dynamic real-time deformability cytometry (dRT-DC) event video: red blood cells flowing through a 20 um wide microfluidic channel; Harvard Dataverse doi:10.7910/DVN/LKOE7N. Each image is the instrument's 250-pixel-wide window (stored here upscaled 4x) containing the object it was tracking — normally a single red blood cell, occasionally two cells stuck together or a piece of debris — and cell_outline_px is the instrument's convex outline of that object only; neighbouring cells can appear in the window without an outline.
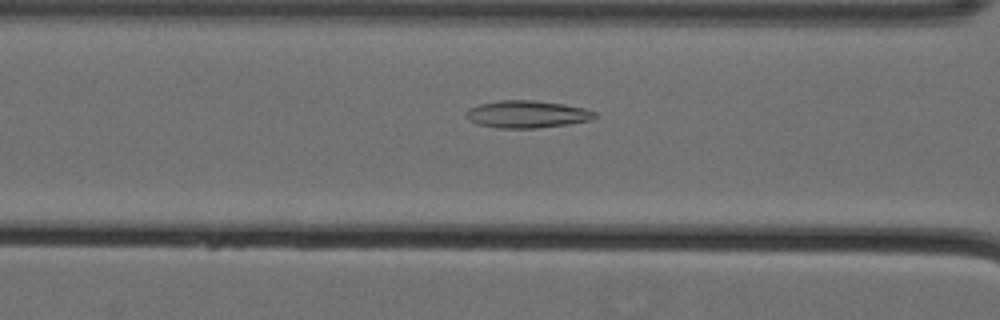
{"species": "Egyptian fruit bat (a non-hibernating species)", "species_latin": "Rousettus aegyptiacus", "temperature_condition": "cold", "stored_images_in_passage": 60, "camera_frame_rate_fps": 3000, "um_per_image_px": 0.085, "animal": {"sex": "female"}, "frame": {"image": 1, "passage_image": 28, "time_ms": 9.0, "image_size_px": [1000, 320], "cell_outline_px": [[596, 116], [588, 120], [568, 124], [536, 128], [496, 128], [480, 124], [468, 120], [464, 112], [468, 108], [480, 104], [500, 100], [532, 100], [564, 104], [584, 108], [596, 112]], "centroid_in_image_um": [44.75, 9.7], "position_along_channel_um": 121.8, "area_um2": 20.4}}
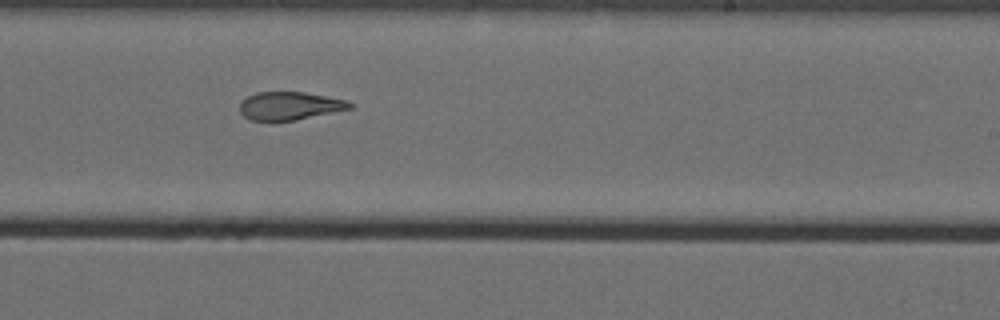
{"frame": {"image": 2, "passage_image": 40, "time_ms": 13.0, "image_size_px": [1000, 320], "cell_outline_px": [[352, 108], [296, 120], [248, 120], [240, 112], [240, 104], [248, 96], [256, 92], [304, 92], [348, 100], [352, 104]], "centroid_in_image_um": [24.63, 8.99], "position_along_channel_um": 264.4, "area_um2": 17.86}}
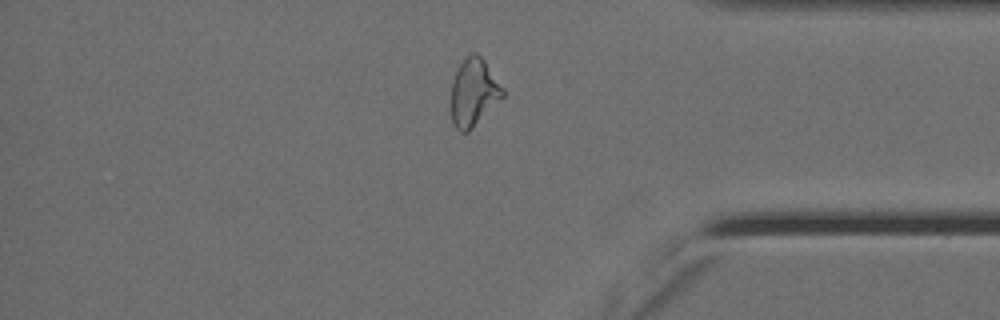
{"frame": {"image": 3, "passage_image": 52, "time_ms": 17.0, "image_size_px": [1000, 320], "cell_outline_px": [[504, 96], [468, 132], [460, 132], [452, 124], [452, 80], [460, 64], [472, 52], [476, 52], [484, 60], [504, 88]], "centroid_in_image_um": [40.27, 7.86], "position_along_channel_um": 394.9, "area_um2": 20.06}, "authors_computed_cell_mechanics": {"area_um2": 20.8947, "velocity_mm_per_s": 3.5779, "shape_relaxation_time_tau1_ms": 9.9827, "shape_relaxation_time_tau2_ms": 2.5814, "deformation_change_tau1": 0.2444, "deformation_change_tau2": 0.09}}